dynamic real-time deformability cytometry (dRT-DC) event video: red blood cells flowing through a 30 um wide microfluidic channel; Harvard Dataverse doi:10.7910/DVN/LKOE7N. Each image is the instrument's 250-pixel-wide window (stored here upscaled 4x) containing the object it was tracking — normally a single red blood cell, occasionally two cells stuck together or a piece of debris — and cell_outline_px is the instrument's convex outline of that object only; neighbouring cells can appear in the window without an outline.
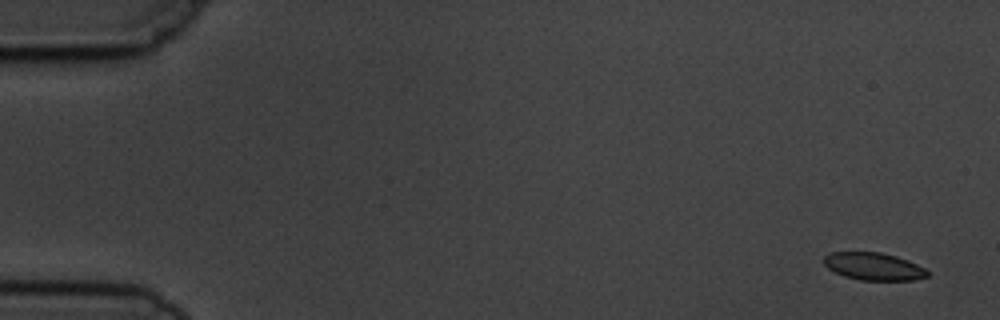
{"species": "common noctule bat (a hibernating species)", "species_latin": "Nyctalus noctula", "temperature_condition": "cold", "stored_images_in_passage": 4, "camera_frame_rate_fps": 3000, "um_per_image_px": 0.085, "animal": {"sex": "male", "body_mass_g": 19.5, "forearm_length_mm": 54.6}, "frame": {"image": 1, "passage_image": 1, "time_ms": 0.0, "image_size_px": [1000, 320], "cell_outline_px": [[928, 276], [916, 280], [860, 280], [844, 276], [828, 268], [824, 264], [824, 256], [832, 252], [880, 252], [896, 256], [916, 264], [924, 268], [928, 272]], "centroid_in_image_um": [74.25, 22.65], "position_along_channel_um": 10.7, "area_um2": 16.47}}
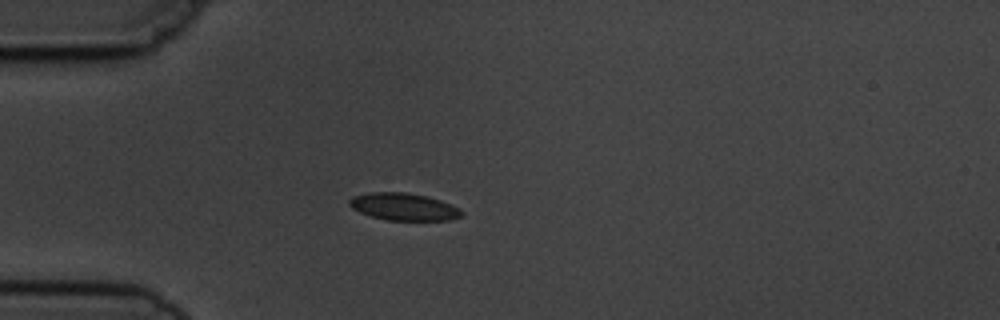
{"frame": {"image": 2, "passage_image": 4, "time_ms": 4.333, "image_size_px": [1000, 320], "cell_outline_px": [[464, 212], [460, 216], [448, 220], [388, 220], [372, 216], [360, 212], [352, 208], [348, 204], [348, 200], [352, 196], [372, 192], [408, 192], [428, 196], [440, 200], [460, 208]], "centroid_in_image_um": [34.31, 17.56], "position_along_channel_um": 50.7, "area_um2": 17.86}}